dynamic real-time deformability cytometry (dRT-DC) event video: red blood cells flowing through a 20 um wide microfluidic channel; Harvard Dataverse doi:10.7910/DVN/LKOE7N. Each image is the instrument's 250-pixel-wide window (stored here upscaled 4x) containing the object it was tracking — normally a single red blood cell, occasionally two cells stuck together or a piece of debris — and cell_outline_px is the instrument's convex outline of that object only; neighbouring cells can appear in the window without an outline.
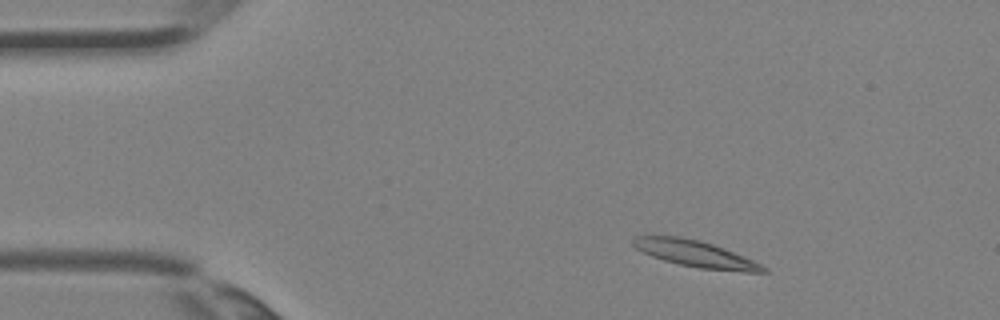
{"species": "Egyptian fruit bat (a non-hibernating species)", "species_latin": "Rousettus aegyptiacus", "temperature_condition": "room temperature", "stored_images_in_passage": 3, "camera_frame_rate_fps": 3000, "um_per_image_px": 0.085, "animal": {"sex": "female"}, "frame": {"image": 1, "passage_image": 2, "time_ms": 0.333, "image_size_px": [1000, 320], "cell_outline_px": [[768, 272], [744, 272], [700, 268], [680, 264], [664, 260], [652, 256], [636, 248], [632, 244], [632, 240], [636, 236], [680, 236], [700, 240], [724, 248], [752, 260], [768, 268]], "centroid_in_image_um": [59.12, 21.57], "position_along_channel_um": 25.9, "area_um2": 19.83}}